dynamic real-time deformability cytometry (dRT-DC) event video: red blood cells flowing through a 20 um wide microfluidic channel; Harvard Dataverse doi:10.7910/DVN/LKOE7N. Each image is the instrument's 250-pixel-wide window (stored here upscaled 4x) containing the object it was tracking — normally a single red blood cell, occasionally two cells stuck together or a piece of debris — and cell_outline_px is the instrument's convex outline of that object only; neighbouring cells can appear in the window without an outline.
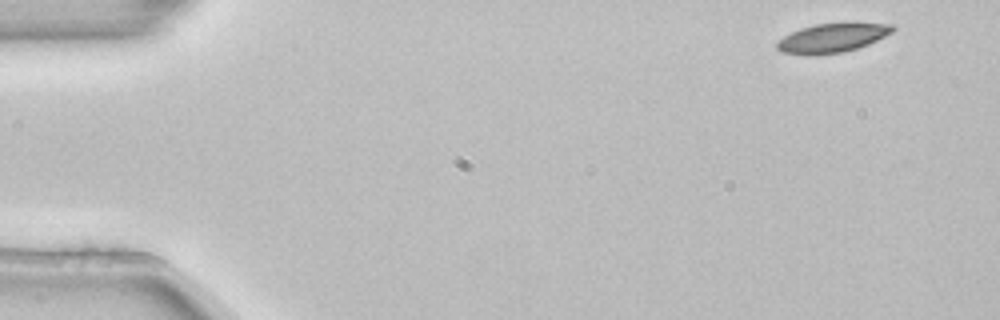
{"species": "common noctule bat (a hibernating species)", "species_latin": "Nyctalus noctula", "temperature_condition": "room temperature", "stored_images_in_passage": 4, "camera_frame_rate_fps": 3000, "um_per_image_px": 0.085, "animal": {"sex": "female", "body_mass_g": 22.7, "forearm_length_mm": 54.2}, "frame": {"image": 1, "passage_image": 1, "time_ms": 0.0, "image_size_px": [1000, 320], "cell_outline_px": [[896, 28], [892, 32], [868, 44], [856, 48], [840, 52], [784, 52], [776, 48], [776, 44], [784, 36], [800, 28], [816, 24], [896, 24]], "centroid_in_image_um": [70.79, 3.18], "position_along_channel_um": 14.2, "area_um2": 18.26}}
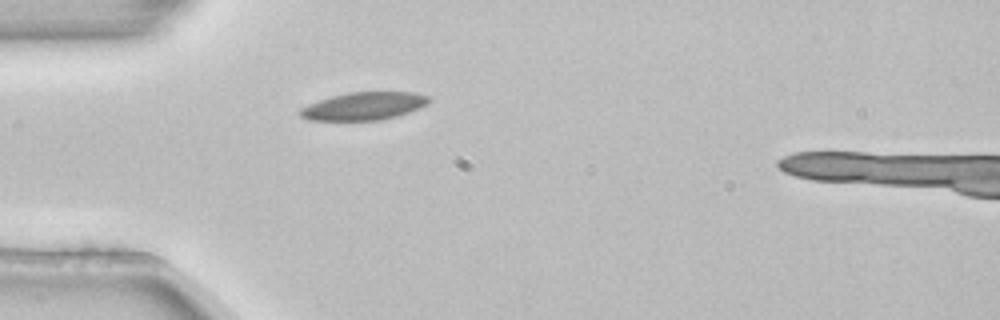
{"frame": {"image": 2, "passage_image": 4, "time_ms": 1.0, "image_size_px": [1000, 320], "cell_outline_px": [[428, 104], [420, 108], [396, 116], [380, 120], [308, 120], [300, 116], [296, 112], [300, 108], [308, 104], [332, 96], [348, 92], [412, 92], [428, 96]], "centroid_in_image_um": [30.88, 9.02], "position_along_channel_um": 54.1, "area_um2": 20.81}}